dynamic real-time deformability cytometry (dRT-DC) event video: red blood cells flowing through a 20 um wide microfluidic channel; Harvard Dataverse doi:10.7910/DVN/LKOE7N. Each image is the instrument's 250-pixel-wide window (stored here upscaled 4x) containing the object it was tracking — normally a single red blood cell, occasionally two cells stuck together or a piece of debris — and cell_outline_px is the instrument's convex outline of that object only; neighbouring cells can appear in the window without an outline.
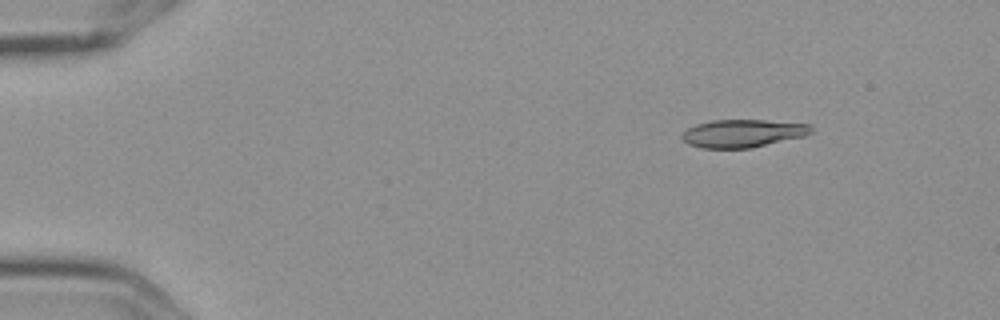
{"species": "Egyptian fruit bat (a non-hibernating species)", "species_latin": "Rousettus aegyptiacus", "temperature_condition": "cold", "stored_images_in_passage": 4, "camera_frame_rate_fps": 3000, "um_per_image_px": 0.085, "frame": {"image": 1, "passage_image": 1, "time_ms": 0.0, "image_size_px": [1000, 320], "cell_outline_px": [[812, 132], [804, 136], [748, 148], [700, 148], [688, 144], [680, 136], [688, 128], [696, 124], [712, 120], [764, 120], [812, 124]], "centroid_in_image_um": [63.13, 11.33], "position_along_channel_um": 21.9, "area_um2": 20.87}}
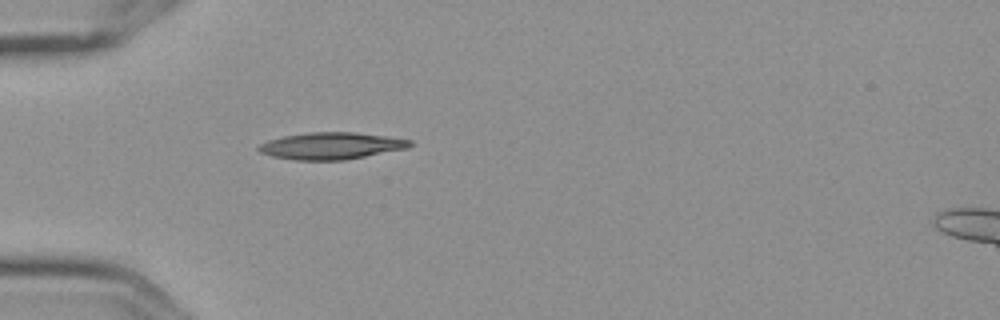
{"frame": {"image": 2, "passage_image": 4, "time_ms": 1.0, "image_size_px": [1000, 320], "cell_outline_px": [[412, 144], [408, 148], [344, 160], [296, 160], [272, 156], [260, 152], [256, 148], [260, 144], [268, 140], [284, 136], [312, 132], [352, 132], [384, 136], [412, 140]], "centroid_in_image_um": [28.14, 12.4], "position_along_channel_um": 56.9, "area_um2": 23.47}}